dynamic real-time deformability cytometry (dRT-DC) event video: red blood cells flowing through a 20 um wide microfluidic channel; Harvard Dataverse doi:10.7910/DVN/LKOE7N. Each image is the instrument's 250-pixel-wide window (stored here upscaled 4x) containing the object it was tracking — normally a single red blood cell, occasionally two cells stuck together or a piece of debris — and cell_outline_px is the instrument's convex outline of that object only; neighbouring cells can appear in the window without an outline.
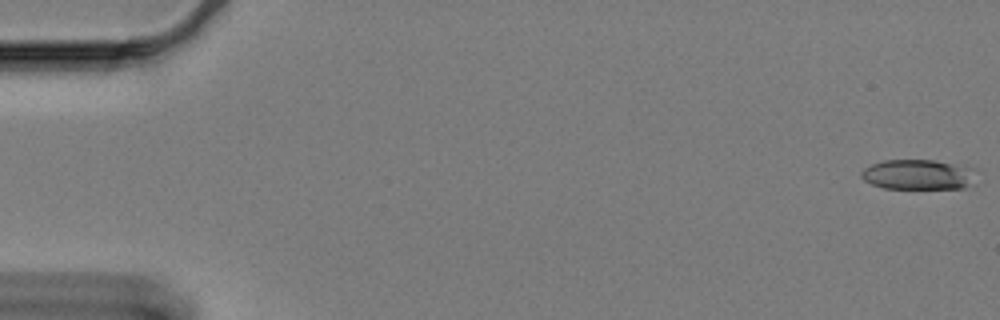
{"species": "Egyptian fruit bat (a non-hibernating species)", "species_latin": "Rousettus aegyptiacus", "temperature_condition": "cold", "stored_images_in_passage": 58, "camera_frame_rate_fps": 3000, "um_per_image_px": 0.085, "animal": {"sex": "female"}, "frame": {"image": 1, "passage_image": 1, "time_ms": 0.0, "image_size_px": [1000, 320], "cell_outline_px": [[968, 184], [964, 188], [884, 188], [872, 184], [864, 180], [860, 176], [860, 172], [864, 168], [872, 164], [884, 160], [932, 160], [952, 164], [960, 168], [964, 172]], "centroid_in_image_um": [77.72, 14.84], "position_along_channel_um": 7.3, "area_um2": 18.73}}
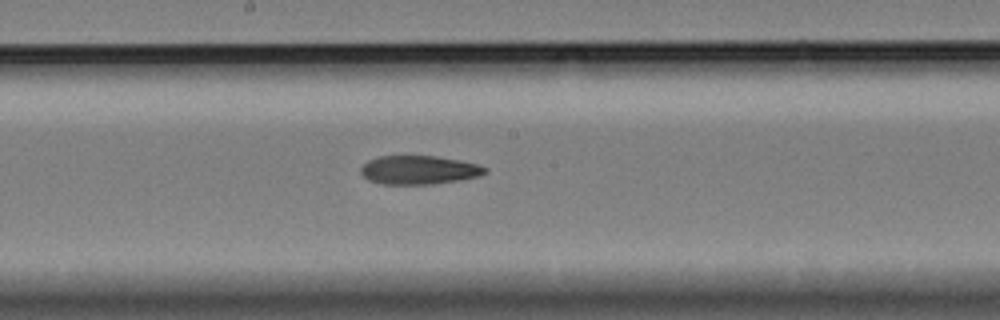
{"frame": {"image": 2, "passage_image": 33, "time_ms": 10.667, "image_size_px": [1000, 320], "cell_outline_px": [[488, 172], [480, 176], [432, 184], [384, 184], [368, 180], [360, 172], [360, 168], [368, 160], [376, 156], [436, 156], [460, 160], [480, 164], [488, 168]], "centroid_in_image_um": [35.63, 14.44], "position_along_channel_um": 212.6, "area_um2": 20.87}}
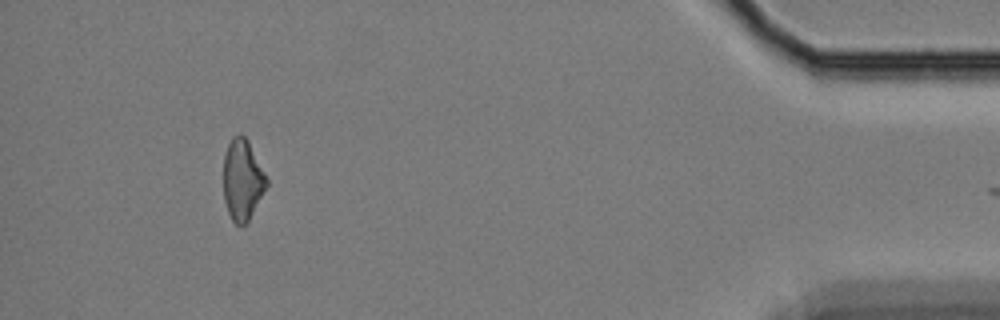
{"frame": {"image": 3, "passage_image": 57, "time_ms": 18.667, "image_size_px": [1000, 320], "cell_outline_px": [[268, 184], [248, 220], [244, 224], [236, 224], [232, 220], [228, 212], [224, 200], [224, 156], [228, 144], [232, 136], [240, 132], [248, 140], [268, 180]], "centroid_in_image_um": [20.6, 15.24], "position_along_channel_um": 414.6, "area_um2": 20.06}}